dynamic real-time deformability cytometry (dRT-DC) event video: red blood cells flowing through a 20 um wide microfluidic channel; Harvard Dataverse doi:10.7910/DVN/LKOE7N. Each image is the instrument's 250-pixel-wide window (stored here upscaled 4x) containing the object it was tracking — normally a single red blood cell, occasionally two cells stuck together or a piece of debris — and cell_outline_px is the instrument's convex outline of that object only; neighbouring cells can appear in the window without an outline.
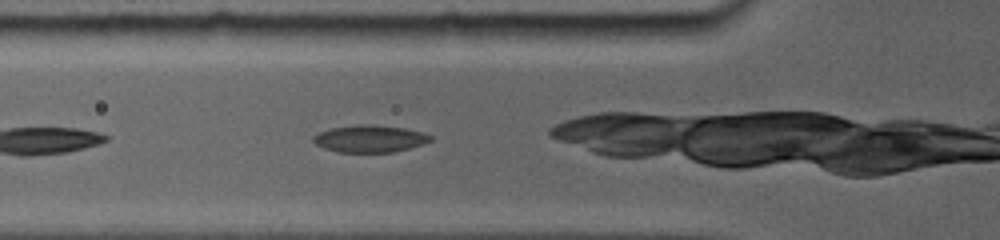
{"species": "common noctule bat (a hibernating species)", "species_latin": "Nyctalus noctula", "temperature_condition": "room temperature", "stored_images_in_passage": 23, "camera_frame_rate_fps": 5000, "um_per_image_px": 0.085, "animal": {"sex": "female", "body_mass_g": 19.0, "forearm_length_mm": 56.7}, "frame": {"image": 1, "passage_image": 2, "time_ms": 0.6, "image_size_px": [1000, 240], "cell_outline_px": [[432, 140], [408, 148], [392, 152], [340, 152], [324, 148], [316, 144], [312, 140], [312, 136], [320, 132], [332, 128], [400, 128], [420, 132], [432, 136]], "centroid_in_image_um": [31.4, 11.86], "position_along_channel_um": 94.4, "area_um2": 16.99}}
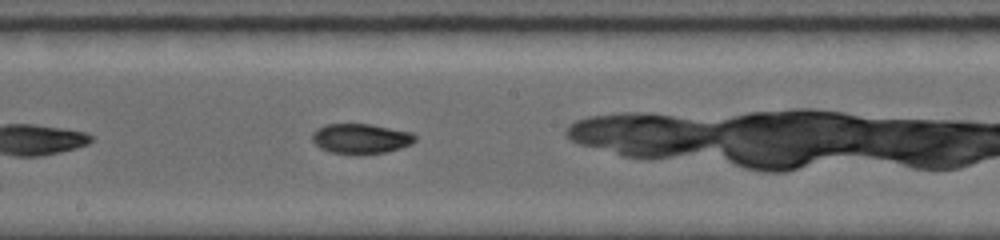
{"frame": {"image": 2, "passage_image": 9, "time_ms": 3.8, "image_size_px": [1000, 240], "cell_outline_px": [[416, 140], [412, 144], [400, 148], [384, 152], [356, 156], [332, 152], [320, 148], [312, 140], [312, 132], [316, 128], [328, 124], [368, 124], [412, 132], [416, 136]], "centroid_in_image_um": [30.66, 11.8], "position_along_channel_um": 217.5, "area_um2": 18.21}}
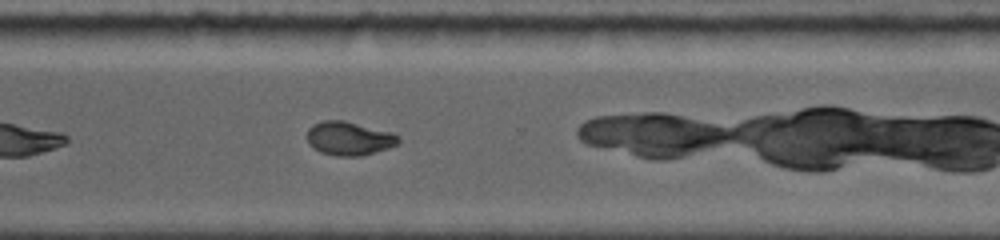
{"frame": {"image": 3, "passage_image": 16, "time_ms": 7.0, "image_size_px": [1000, 240], "cell_outline_px": [[400, 140], [396, 144], [388, 148], [376, 152], [360, 156], [336, 156], [320, 152], [312, 148], [308, 144], [304, 136], [308, 128], [312, 124], [324, 120], [344, 120], [392, 132]], "centroid_in_image_um": [29.59, 11.76], "position_along_channel_um": 341.0, "area_um2": 18.21}}